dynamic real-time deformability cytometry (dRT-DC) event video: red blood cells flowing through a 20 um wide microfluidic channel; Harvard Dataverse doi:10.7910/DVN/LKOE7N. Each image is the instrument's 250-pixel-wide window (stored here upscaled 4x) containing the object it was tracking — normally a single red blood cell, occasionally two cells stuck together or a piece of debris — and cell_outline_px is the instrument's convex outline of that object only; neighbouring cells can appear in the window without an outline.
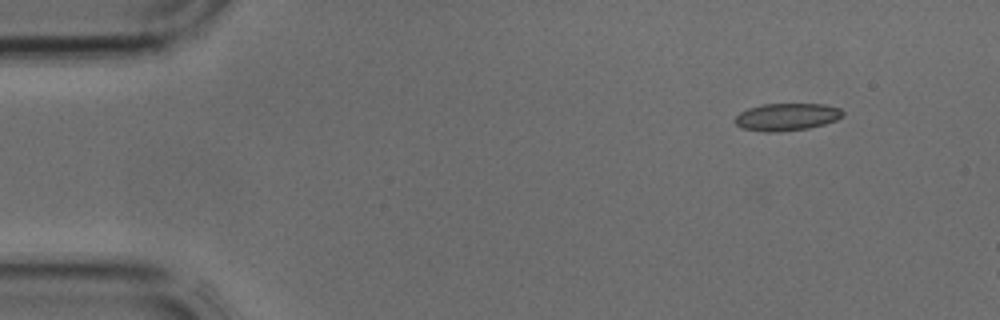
{"species": "common noctule bat (a hibernating species)", "species_latin": "Nyctalus noctula", "temperature_condition": "cold", "stored_images_in_passage": 3, "camera_frame_rate_fps": 3000, "um_per_image_px": 0.085, "animal": {"sex": "male", "body_mass_g": 17.9, "forearm_length_mm": 54.2}, "frame": {"image": 1, "passage_image": 1, "time_ms": 0.0, "image_size_px": [1000, 320], "cell_outline_px": [[844, 116], [836, 120], [824, 124], [808, 128], [776, 132], [764, 132], [740, 128], [736, 124], [736, 116], [740, 112], [748, 108], [764, 104], [824, 104], [840, 108], [844, 112]], "centroid_in_image_um": [66.88, 9.94], "position_along_channel_um": 18.1, "area_um2": 17.22}}